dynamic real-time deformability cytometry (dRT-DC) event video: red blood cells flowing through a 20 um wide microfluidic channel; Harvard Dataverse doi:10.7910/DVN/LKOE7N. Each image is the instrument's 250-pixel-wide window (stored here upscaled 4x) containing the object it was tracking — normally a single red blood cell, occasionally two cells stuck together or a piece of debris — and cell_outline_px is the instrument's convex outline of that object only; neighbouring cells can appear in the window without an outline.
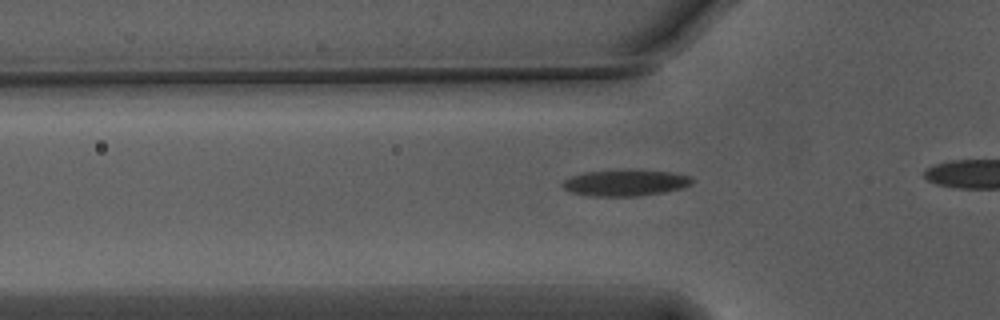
{"species": "Egyptian fruit bat (a non-hibernating species)", "species_latin": "Rousettus aegyptiacus", "temperature_condition": "warm", "stored_images_in_passage": 34, "camera_frame_rate_fps": 3000, "um_per_image_px": 0.085, "animal": {"sex": "male"}, "frame": {"image": 1, "passage_image": 8, "time_ms": 2.333, "image_size_px": [1000, 320], "cell_outline_px": [[692, 184], [684, 188], [664, 192], [636, 196], [588, 196], [572, 192], [564, 188], [560, 184], [564, 180], [572, 176], [584, 172], [632, 168], [676, 172], [688, 176], [692, 180]], "centroid_in_image_um": [53.18, 15.51], "position_along_channel_um": 72.6, "area_um2": 20.35}}
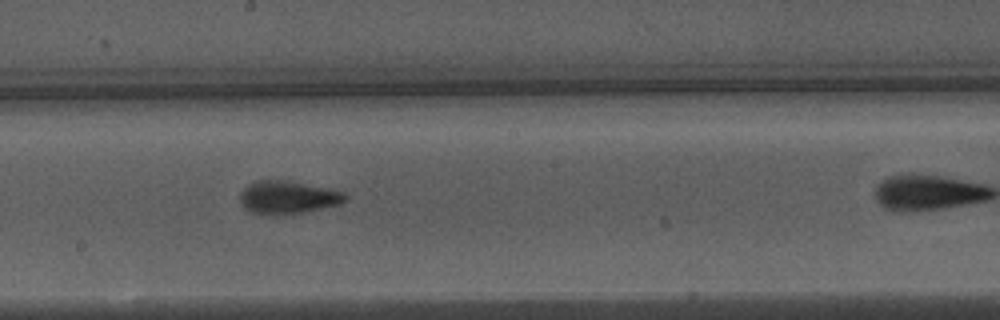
{"frame": {"image": 2, "passage_image": 20, "time_ms": 6.333, "image_size_px": [1000, 320], "cell_outline_px": [[348, 196], [340, 204], [300, 212], [272, 216], [252, 212], [244, 208], [240, 204], [240, 192], [248, 184], [256, 180], [280, 180], [324, 188], [344, 192]], "centroid_in_image_um": [24.38, 16.79], "position_along_channel_um": 223.8, "area_um2": 19.83}}
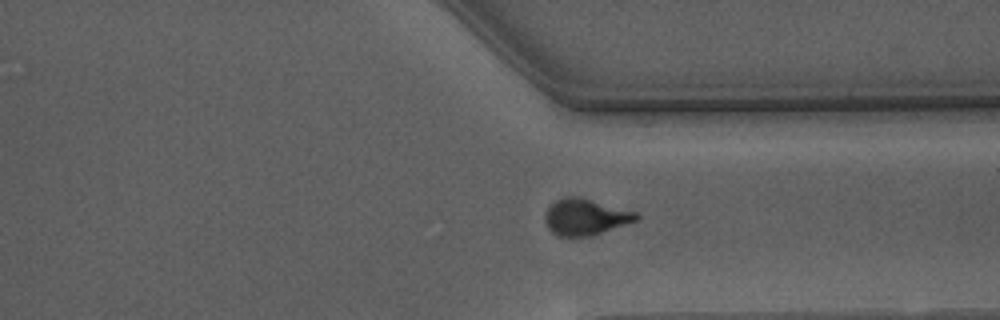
{"frame": {"image": 3, "passage_image": 31, "time_ms": 10.0, "image_size_px": [1000, 320], "cell_outline_px": [[640, 216], [636, 220], [592, 236], [556, 236], [548, 228], [544, 220], [544, 216], [548, 208], [556, 200], [568, 196], [576, 196], [636, 212]], "centroid_in_image_um": [49.72, 18.45], "position_along_channel_um": 361.7, "area_um2": 19.02}}